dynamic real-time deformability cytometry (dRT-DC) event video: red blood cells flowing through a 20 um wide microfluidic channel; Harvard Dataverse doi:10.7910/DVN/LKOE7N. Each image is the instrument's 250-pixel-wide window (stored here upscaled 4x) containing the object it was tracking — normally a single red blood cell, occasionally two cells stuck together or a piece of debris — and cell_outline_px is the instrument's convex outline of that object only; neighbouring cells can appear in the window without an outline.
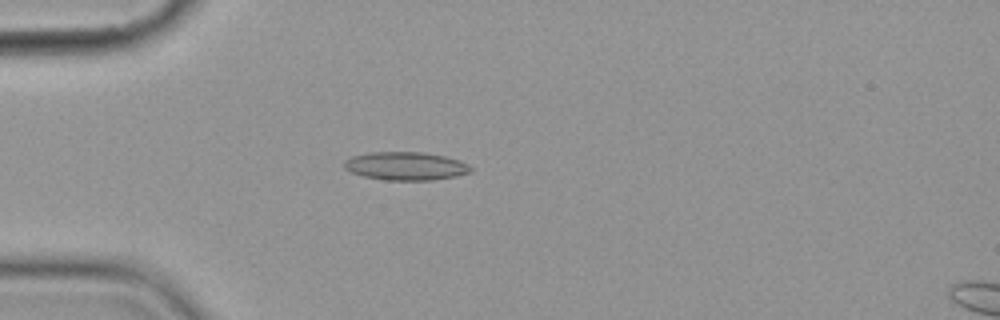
{"species": "common noctule bat (a hibernating species)", "species_latin": "Nyctalus noctula", "temperature_condition": "cold", "stored_images_in_passage": 2, "camera_frame_rate_fps": 3000, "um_per_image_px": 0.085, "animal": {"sex": "female", "body_mass_g": 19.9}, "frame": {"image": 1, "passage_image": 1, "time_ms": 0.0, "image_size_px": [1000, 320], "cell_outline_px": [[472, 172], [456, 176], [432, 180], [384, 180], [364, 176], [352, 172], [344, 168], [344, 160], [352, 156], [368, 152], [424, 152], [444, 156], [460, 160], [472, 168]], "centroid_in_image_um": [34.48, 14.11], "position_along_channel_um": 50.5, "area_um2": 20.87}}